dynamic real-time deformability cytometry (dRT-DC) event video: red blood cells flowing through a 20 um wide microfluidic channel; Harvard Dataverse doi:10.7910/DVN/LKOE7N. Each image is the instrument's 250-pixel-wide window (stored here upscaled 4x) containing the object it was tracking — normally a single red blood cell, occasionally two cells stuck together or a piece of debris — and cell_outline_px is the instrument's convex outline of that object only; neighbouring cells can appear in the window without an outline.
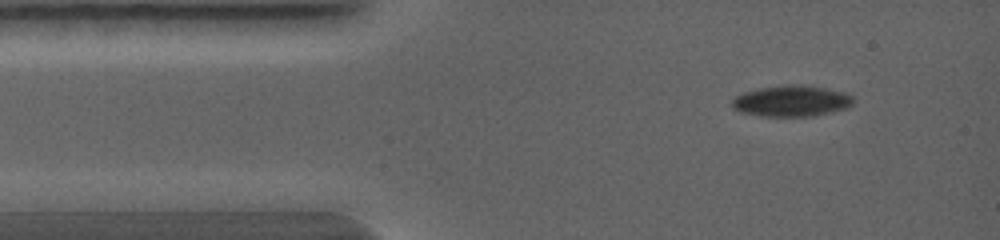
{"species": "common noctule bat (a hibernating species)", "species_latin": "Nyctalus noctula", "temperature_condition": "warm", "stored_images_in_passage": 23, "camera_frame_rate_fps": 5000, "um_per_image_px": 0.085, "animal": {"sex": "female", "body_mass_g": 19.0, "forearm_length_mm": 56.7}, "frame": {"image": 1, "passage_image": 1, "time_ms": 0.0, "image_size_px": [1000, 240], "cell_outline_px": [[852, 104], [844, 108], [812, 116], [760, 116], [740, 112], [732, 108], [732, 100], [736, 96], [744, 92], [760, 88], [784, 84], [788, 84], [824, 88], [844, 92], [852, 96]], "centroid_in_image_um": [67.21, 8.59], "position_along_channel_um": 17.8, "area_um2": 21.62}}
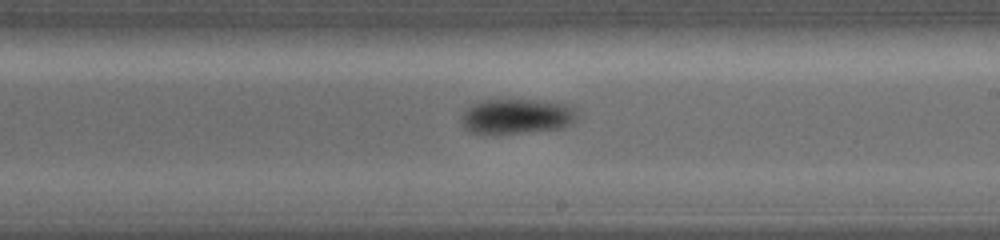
{"frame": {"image": 2, "passage_image": 10, "time_ms": 4.2, "image_size_px": [1000, 240], "cell_outline_px": [[580, 116], [572, 124], [560, 128], [520, 132], [472, 132], [464, 128], [460, 120], [460, 116], [472, 104], [480, 100], [532, 100], [564, 104], [572, 108]], "centroid_in_image_um": [43.92, 9.87], "position_along_channel_um": 245.1, "area_um2": 23.12}}
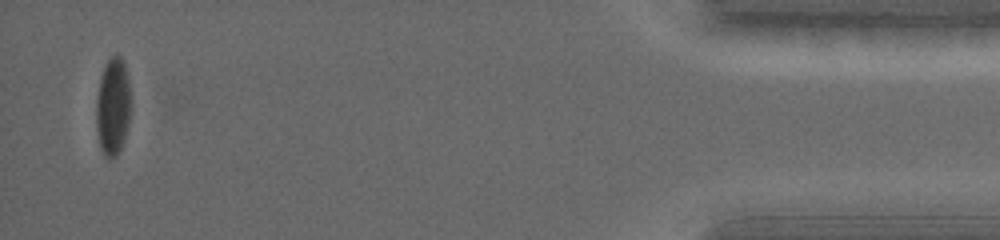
{"frame": {"image": 3, "passage_image": 21, "time_ms": 8.4, "image_size_px": [1000, 240], "cell_outline_px": [[132, 104], [128, 124], [124, 140], [120, 152], [116, 156], [108, 160], [104, 156], [100, 148], [96, 128], [96, 100], [100, 76], [104, 64], [116, 52], [124, 60], [132, 100]], "centroid_in_image_um": [9.6, 9.06], "position_along_channel_um": 425.6, "area_um2": 20.4}}